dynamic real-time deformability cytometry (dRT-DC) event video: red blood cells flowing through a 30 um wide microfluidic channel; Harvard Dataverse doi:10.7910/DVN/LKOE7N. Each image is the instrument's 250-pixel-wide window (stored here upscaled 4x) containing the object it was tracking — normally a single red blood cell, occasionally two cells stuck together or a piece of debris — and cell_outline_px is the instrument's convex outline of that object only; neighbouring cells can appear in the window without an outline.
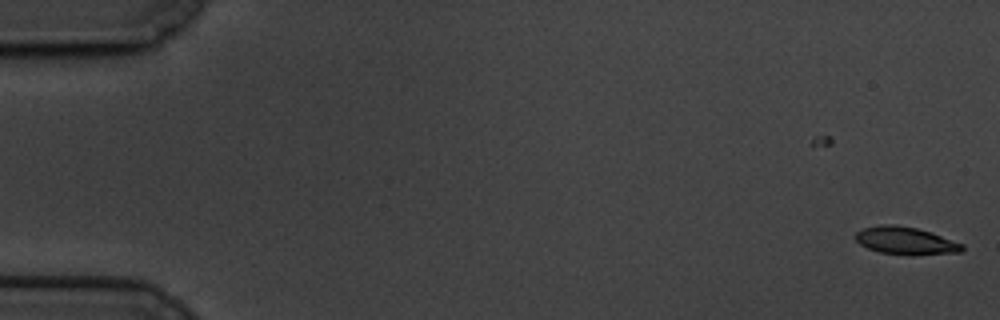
{"species": "common noctule bat (a hibernating species)", "species_latin": "Nyctalus noctula", "temperature_condition": "cold", "stored_images_in_passage": 60, "camera_frame_rate_fps": 3000, "um_per_image_px": 0.085, "animal": {"sex": "male", "body_mass_g": 19.5, "forearm_length_mm": 54.6}, "frame": {"image": 1, "passage_image": 1, "time_ms": 0.0, "image_size_px": [1000, 320], "cell_outline_px": [[964, 248], [960, 252], [912, 256], [880, 252], [868, 248], [860, 244], [856, 240], [856, 232], [864, 228], [880, 224], [892, 224], [916, 228], [932, 232], [964, 244]], "centroid_in_image_um": [77.01, 20.47], "position_along_channel_um": 8.0, "area_um2": 17.28}}
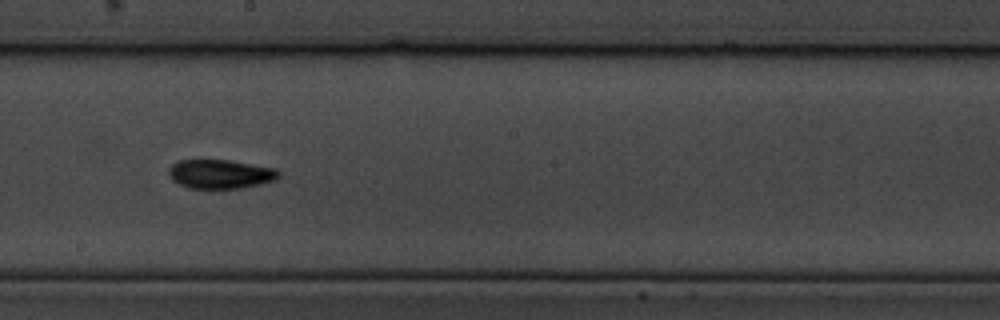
{"frame": {"image": 2, "passage_image": 34, "time_ms": 11.0, "image_size_px": [1000, 320], "cell_outline_px": [[280, 176], [276, 180], [244, 188], [188, 188], [172, 180], [168, 176], [168, 168], [172, 164], [180, 160], [228, 160], [276, 168], [280, 172]], "centroid_in_image_um": [18.74, 14.79], "position_along_channel_um": 229.5, "area_um2": 18.73}}
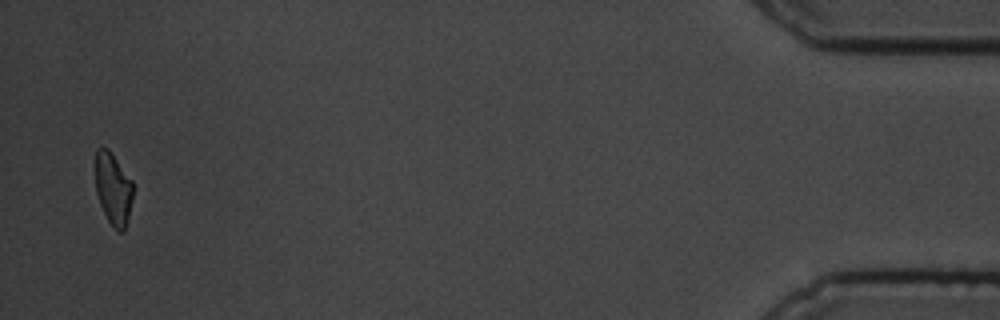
{"frame": {"image": 3, "passage_image": 59, "time_ms": 19.333, "image_size_px": [1000, 320], "cell_outline_px": [[132, 200], [124, 232], [120, 232], [108, 220], [100, 204], [96, 192], [96, 148], [108, 148], [132, 180]], "centroid_in_image_um": [9.62, 16.03], "position_along_channel_um": 425.6, "area_um2": 15.49}, "authors_computed_cell_mechanics": {"area_um2": 17.7446, "velocity_mm_per_s": 3.3398, "shape_relaxation_time_tau1_ms": 5.6434, "shape_relaxation_time_tau2_ms": 3.4958, "deformation_change_tau1": 0.167, "deformation_change_tau2": 0.0817}}